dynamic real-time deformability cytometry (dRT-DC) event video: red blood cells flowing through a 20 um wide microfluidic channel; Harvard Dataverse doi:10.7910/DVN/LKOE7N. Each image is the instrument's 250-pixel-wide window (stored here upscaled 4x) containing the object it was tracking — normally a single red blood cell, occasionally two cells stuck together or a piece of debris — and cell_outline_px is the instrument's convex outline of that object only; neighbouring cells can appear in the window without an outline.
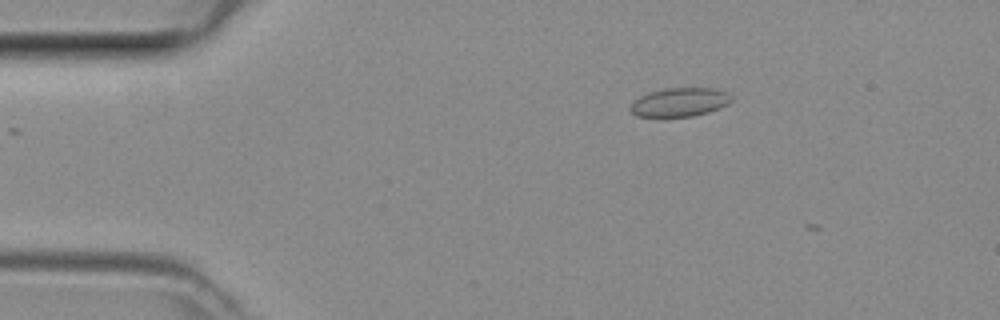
{"species": "common noctule bat (a hibernating species)", "species_latin": "Nyctalus noctula", "temperature_condition": "room temperature", "stored_images_in_passage": 3, "camera_frame_rate_fps": 3000, "um_per_image_px": 0.085, "animal": {"sex": "female", "body_mass_g": 29.2, "forearm_length_mm": 56.3}, "frame": {"image": 1, "passage_image": 1, "time_ms": 0.0, "image_size_px": [1000, 320], "cell_outline_px": [[732, 100], [728, 104], [720, 108], [708, 112], [692, 116], [664, 120], [636, 116], [628, 108], [640, 96], [648, 92], [664, 88], [712, 88], [724, 92], [732, 96]], "centroid_in_image_um": [57.71, 8.74], "position_along_channel_um": 27.3, "area_um2": 17.57}}